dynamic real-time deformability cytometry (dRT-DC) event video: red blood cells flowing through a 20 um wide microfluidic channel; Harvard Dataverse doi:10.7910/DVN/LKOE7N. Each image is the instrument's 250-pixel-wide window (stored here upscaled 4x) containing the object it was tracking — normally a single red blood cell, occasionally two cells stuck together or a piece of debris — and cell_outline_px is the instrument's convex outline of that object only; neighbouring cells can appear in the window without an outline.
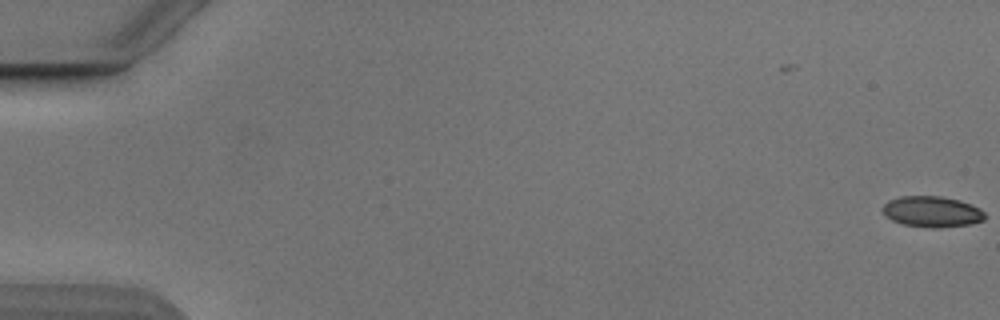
{"species": "Egyptian fruit bat (a non-hibernating species)", "species_latin": "Rousettus aegyptiacus", "temperature_condition": "cold", "stored_images_in_passage": 14, "camera_frame_rate_fps": 3000, "um_per_image_px": 0.085, "animal": {"sex": "male"}, "frame": {"image": 1, "passage_image": 1, "time_ms": 0.0, "image_size_px": [1000, 320], "cell_outline_px": [[984, 220], [968, 224], [936, 228], [904, 224], [892, 220], [884, 216], [880, 208], [888, 200], [900, 196], [940, 196], [960, 200], [980, 208], [984, 212]], "centroid_in_image_um": [79.17, 17.97], "position_along_channel_um": 5.8, "area_um2": 18.38}}
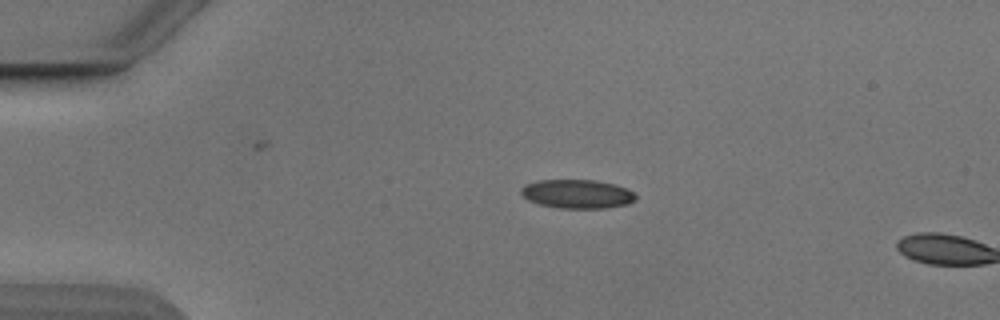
{"frame": {"image": 2, "passage_image": 13, "time_ms": 4.0, "image_size_px": [1000, 320], "cell_outline_px": [[636, 200], [628, 204], [604, 208], [560, 208], [540, 204], [528, 200], [520, 192], [520, 188], [524, 184], [540, 180], [596, 180], [616, 184], [628, 188], [636, 192]], "centroid_in_image_um": [49.1, 16.47], "position_along_channel_um": 35.9, "area_um2": 19.48}}